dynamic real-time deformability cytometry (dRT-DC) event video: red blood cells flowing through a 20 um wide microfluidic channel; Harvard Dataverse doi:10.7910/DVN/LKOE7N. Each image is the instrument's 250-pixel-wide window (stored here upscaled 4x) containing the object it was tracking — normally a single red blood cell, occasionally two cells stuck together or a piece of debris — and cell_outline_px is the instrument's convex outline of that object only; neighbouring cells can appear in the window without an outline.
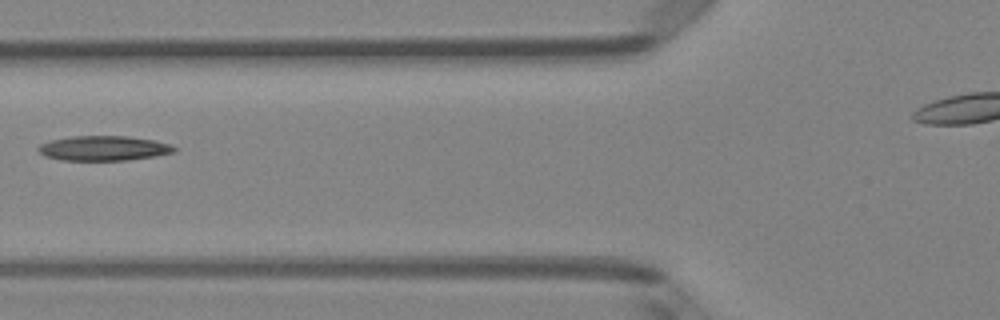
{"species": "Egyptian fruit bat (a non-hibernating species)", "species_latin": "Rousettus aegyptiacus", "temperature_condition": "room temperature", "stored_images_in_passage": 5, "camera_frame_rate_fps": 3000, "um_per_image_px": 0.085, "animal": {"sex": "female"}, "frame": {"image": 1, "passage_image": 5, "time_ms": 1.333, "image_size_px": [1000, 320], "cell_outline_px": [[176, 148], [172, 152], [152, 156], [128, 160], [60, 160], [44, 156], [36, 148], [40, 144], [52, 140], [72, 136], [128, 136], [156, 140], [172, 144]], "centroid_in_image_um": [8.79, 12.59], "position_along_channel_um": 117.0, "area_um2": 19.59}}